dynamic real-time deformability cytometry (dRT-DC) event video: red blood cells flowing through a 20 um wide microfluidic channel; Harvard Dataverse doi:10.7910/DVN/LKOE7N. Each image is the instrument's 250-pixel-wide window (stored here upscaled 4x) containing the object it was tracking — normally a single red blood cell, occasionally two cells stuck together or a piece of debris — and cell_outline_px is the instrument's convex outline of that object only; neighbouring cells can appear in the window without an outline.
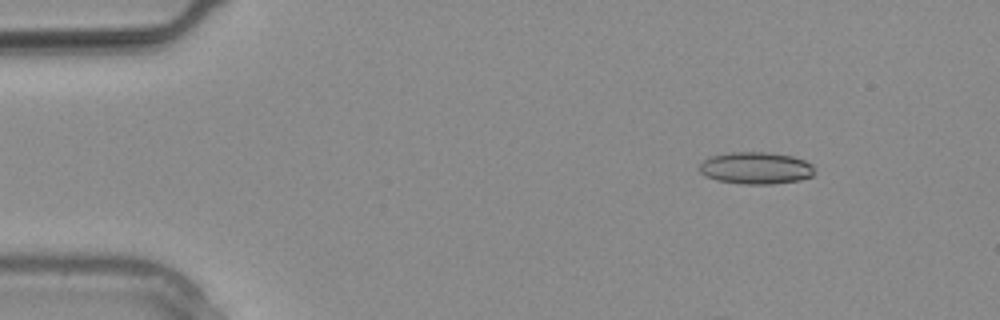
{"species": "common noctule bat (a hibernating species)", "species_latin": "Nyctalus noctula", "temperature_condition": "warm", "stored_images_in_passage": 11, "camera_frame_rate_fps": 3000, "um_per_image_px": 0.085, "animal": {"sex": "male", "body_mass_g": 20.4}, "frame": {"image": 1, "passage_image": 2, "time_ms": 0.333, "image_size_px": [1000, 320], "cell_outline_px": [[816, 172], [812, 176], [800, 180], [772, 184], [744, 184], [716, 180], [704, 176], [700, 172], [700, 164], [704, 160], [712, 156], [728, 152], [768, 152], [792, 156], [804, 160], [812, 164], [816, 168]], "centroid_in_image_um": [64.28, 14.28], "position_along_channel_um": 20.7, "area_um2": 21.68}}